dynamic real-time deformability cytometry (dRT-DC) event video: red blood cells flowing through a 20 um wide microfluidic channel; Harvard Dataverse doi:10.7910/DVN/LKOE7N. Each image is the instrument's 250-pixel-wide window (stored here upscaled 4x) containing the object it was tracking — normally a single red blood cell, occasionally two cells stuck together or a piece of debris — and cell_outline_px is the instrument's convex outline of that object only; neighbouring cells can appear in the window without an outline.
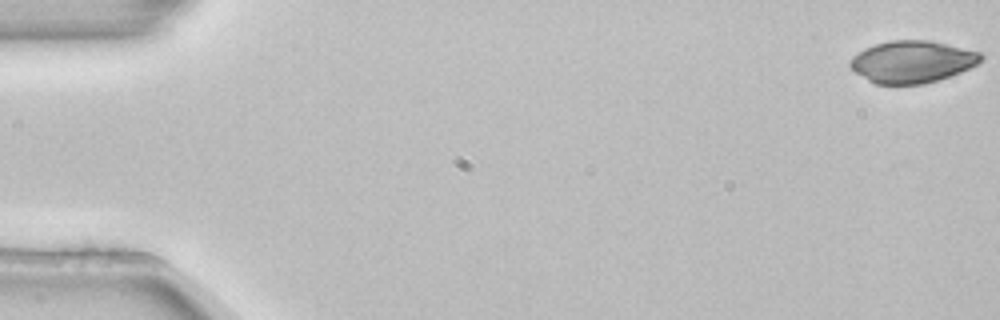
{"species": "common noctule bat (a hibernating species)", "species_latin": "Nyctalus noctula", "temperature_condition": "room temperature", "stored_images_in_passage": 3, "camera_frame_rate_fps": 3000, "um_per_image_px": 0.085, "animal": {"sex": "female", "body_mass_g": 22.7, "forearm_length_mm": 54.2}, "frame": {"image": 1, "passage_image": 1, "time_ms": 0.0, "image_size_px": [1000, 320], "cell_outline_px": [[984, 56], [976, 64], [960, 72], [924, 84], [876, 84], [868, 80], [856, 72], [848, 64], [848, 60], [852, 56], [864, 48], [876, 44], [892, 40], [928, 40], [980, 52]], "centroid_in_image_um": [77.49, 5.24], "position_along_channel_um": 7.5, "area_um2": 31.73}}